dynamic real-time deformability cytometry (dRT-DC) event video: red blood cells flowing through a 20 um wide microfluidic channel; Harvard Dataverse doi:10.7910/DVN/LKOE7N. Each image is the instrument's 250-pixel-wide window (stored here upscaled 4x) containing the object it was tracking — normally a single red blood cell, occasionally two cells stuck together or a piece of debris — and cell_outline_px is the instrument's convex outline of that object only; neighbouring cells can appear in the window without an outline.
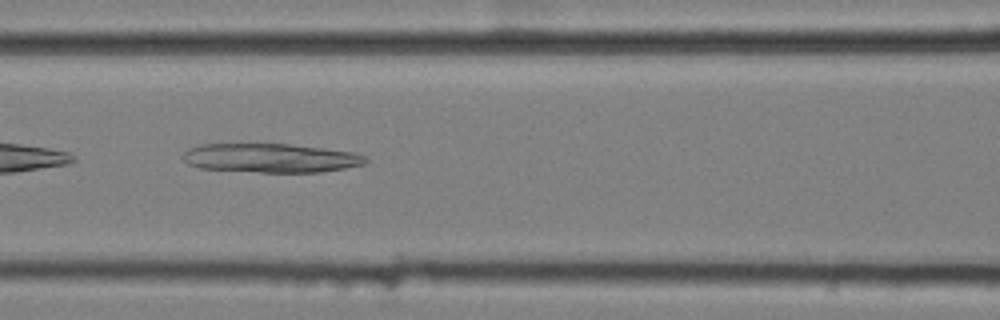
{"species": "common noctule bat (a hibernating species)", "species_latin": "Nyctalus noctula", "temperature_condition": "cold", "stored_images_in_passage": 6, "camera_frame_rate_fps": 3000, "um_per_image_px": 0.085, "animal": {"sex": "female", "body_mass_g": 25.1}, "frame": {"image": 1, "passage_image": 3, "time_ms": 0.667, "image_size_px": [1000, 320], "cell_outline_px": [[368, 160], [364, 164], [344, 168], [320, 172], [260, 172], [200, 168], [188, 164], [180, 156], [188, 148], [200, 144], [288, 144], [324, 148], [352, 152], [364, 156]], "centroid_in_image_um": [22.96, 13.43], "position_along_channel_um": 143.6, "area_um2": 30.81}}
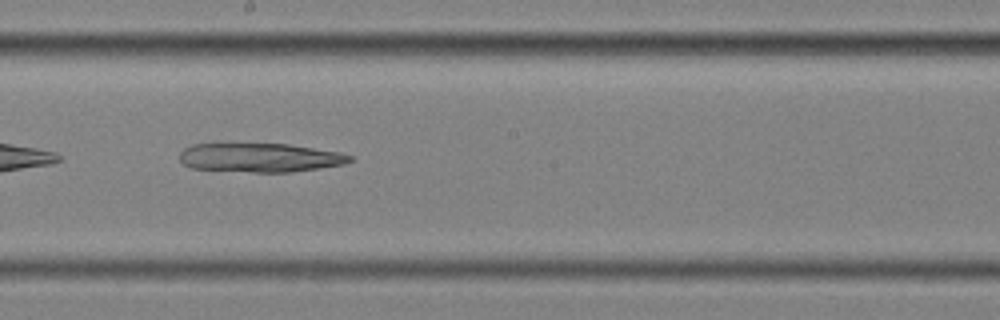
{"frame": {"image": 2, "passage_image": 5, "time_ms": 1.333, "image_size_px": [1000, 320], "cell_outline_px": [[352, 160], [344, 164], [292, 172], [252, 172], [192, 168], [184, 164], [180, 160], [180, 152], [184, 148], [192, 144], [288, 144], [340, 152], [352, 156]], "centroid_in_image_um": [22.1, 13.4], "position_along_channel_um": 226.1, "area_um2": 28.55}}
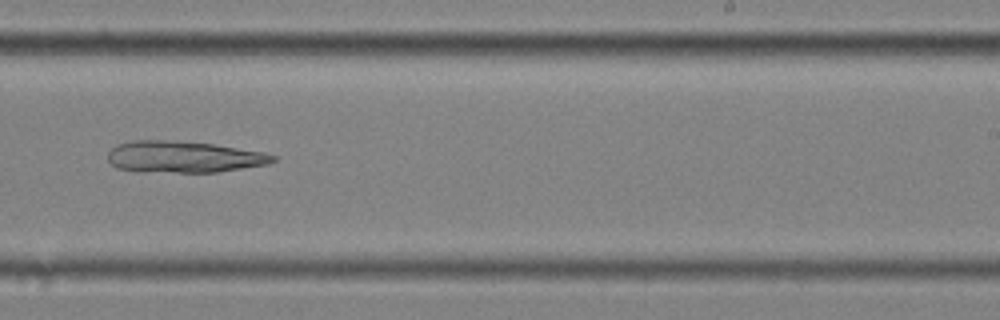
{"frame": {"image": 3, "passage_image": 6, "time_ms": 1.667, "image_size_px": [1000, 320], "cell_outline_px": [[276, 160], [268, 164], [216, 172], [136, 172], [116, 168], [108, 160], [108, 152], [116, 144], [132, 140], [164, 140], [212, 144], [264, 152], [276, 156]], "centroid_in_image_um": [15.56, 13.34], "position_along_channel_um": 273.4, "area_um2": 30.4}}